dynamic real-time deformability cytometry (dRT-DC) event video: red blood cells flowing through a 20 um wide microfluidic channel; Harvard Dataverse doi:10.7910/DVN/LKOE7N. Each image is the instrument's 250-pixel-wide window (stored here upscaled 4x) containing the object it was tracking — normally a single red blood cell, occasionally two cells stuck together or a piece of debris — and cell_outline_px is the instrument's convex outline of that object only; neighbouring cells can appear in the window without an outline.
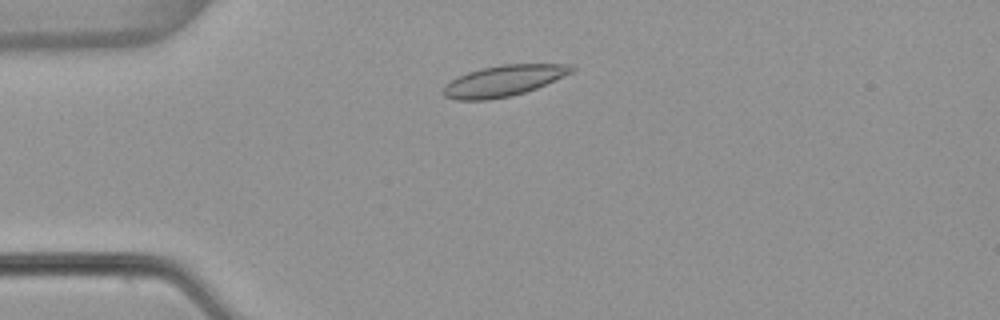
{"species": "common noctule bat (a hibernating species)", "species_latin": "Nyctalus noctula", "temperature_condition": "warm", "stored_images_in_passage": 48, "camera_frame_rate_fps": 3000, "um_per_image_px": 0.085, "animal": {"sex": "female", "body_mass_g": 22.7, "forearm_length_mm": 54.2}, "frame": {"image": 1, "passage_image": 8, "time_ms": 2.333, "image_size_px": [1000, 320], "cell_outline_px": [[576, 68], [572, 72], [536, 88], [512, 96], [488, 100], [456, 100], [444, 96], [440, 92], [444, 84], [468, 72], [500, 64], [572, 64]], "centroid_in_image_um": [42.77, 6.87], "position_along_channel_um": 42.2, "area_um2": 23.12}}
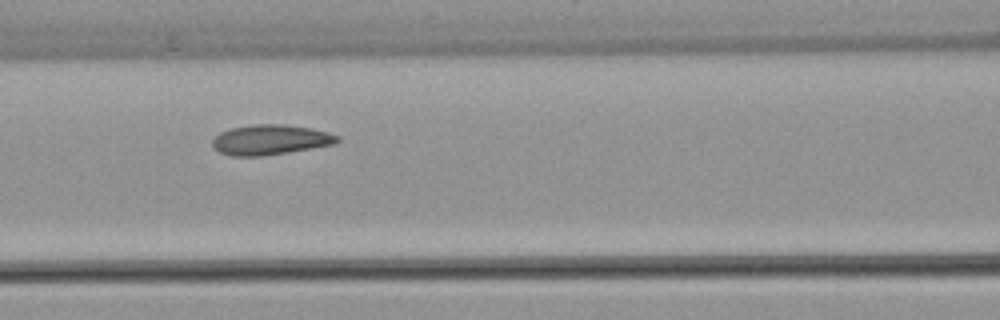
{"frame": {"image": 2, "passage_image": 18, "time_ms": 5.667, "image_size_px": [1000, 320], "cell_outline_px": [[340, 140], [336, 144], [264, 156], [232, 156], [220, 152], [212, 148], [212, 140], [220, 132], [232, 128], [252, 124], [284, 124], [308, 128], [328, 132], [340, 136]], "centroid_in_image_um": [22.98, 11.88], "position_along_channel_um": 143.6, "area_um2": 21.96}}
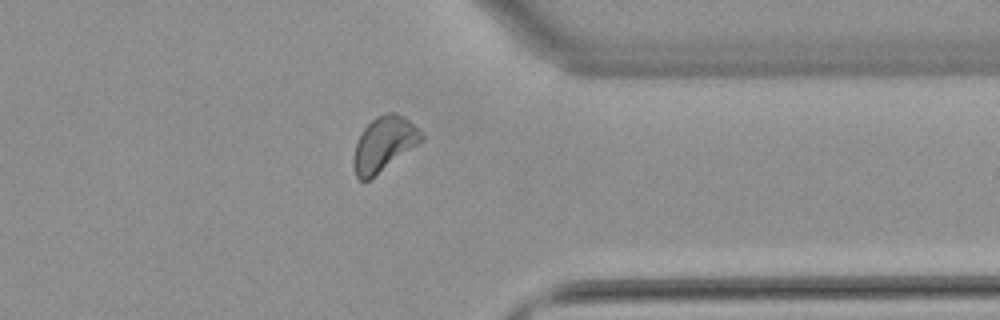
{"frame": {"image": 3, "passage_image": 37, "time_ms": 12.0, "image_size_px": [1000, 320], "cell_outline_px": [[424, 140], [368, 180], [360, 180], [356, 176], [352, 164], [352, 160], [356, 144], [360, 132], [376, 116], [388, 112], [396, 112], [404, 116], [420, 128], [424, 132]], "centroid_in_image_um": [32.65, 12.2], "position_along_channel_um": 378.7, "area_um2": 21.68}, "authors_computed_cell_mechanics": {"area_um2": 21.3282, "velocity_mm_per_s": 3.8194, "shape_relaxation_time_tau1_ms": 6.6334, "shape_relaxation_time_tau2_ms": 3.8346, "deformation_change_tau1": 0.117, "deformation_change_tau2": 0.0945}}